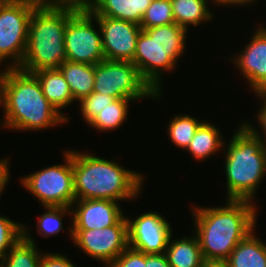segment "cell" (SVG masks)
I'll return each instance as SVG.
<instances>
[{"instance_id": "cell-21", "label": "cell", "mask_w": 266, "mask_h": 267, "mask_svg": "<svg viewBox=\"0 0 266 267\" xmlns=\"http://www.w3.org/2000/svg\"><path fill=\"white\" fill-rule=\"evenodd\" d=\"M220 129L212 123L204 121L196 130L189 146L188 151L193 158L198 161L208 159L224 148L223 135L220 133Z\"/></svg>"}, {"instance_id": "cell-27", "label": "cell", "mask_w": 266, "mask_h": 267, "mask_svg": "<svg viewBox=\"0 0 266 267\" xmlns=\"http://www.w3.org/2000/svg\"><path fill=\"white\" fill-rule=\"evenodd\" d=\"M175 23L171 0H153L141 19L142 30Z\"/></svg>"}, {"instance_id": "cell-13", "label": "cell", "mask_w": 266, "mask_h": 267, "mask_svg": "<svg viewBox=\"0 0 266 267\" xmlns=\"http://www.w3.org/2000/svg\"><path fill=\"white\" fill-rule=\"evenodd\" d=\"M128 244L145 254H163L172 235L171 223L158 212H147L136 219L126 216Z\"/></svg>"}, {"instance_id": "cell-12", "label": "cell", "mask_w": 266, "mask_h": 267, "mask_svg": "<svg viewBox=\"0 0 266 267\" xmlns=\"http://www.w3.org/2000/svg\"><path fill=\"white\" fill-rule=\"evenodd\" d=\"M93 19L101 31L105 60L132 62L140 25L99 15H93Z\"/></svg>"}, {"instance_id": "cell-9", "label": "cell", "mask_w": 266, "mask_h": 267, "mask_svg": "<svg viewBox=\"0 0 266 267\" xmlns=\"http://www.w3.org/2000/svg\"><path fill=\"white\" fill-rule=\"evenodd\" d=\"M36 7L13 0L0 1V64L18 68L24 58L31 15Z\"/></svg>"}, {"instance_id": "cell-11", "label": "cell", "mask_w": 266, "mask_h": 267, "mask_svg": "<svg viewBox=\"0 0 266 267\" xmlns=\"http://www.w3.org/2000/svg\"><path fill=\"white\" fill-rule=\"evenodd\" d=\"M75 245L108 267L128 244V224L124 216L117 224L104 229L72 230Z\"/></svg>"}, {"instance_id": "cell-16", "label": "cell", "mask_w": 266, "mask_h": 267, "mask_svg": "<svg viewBox=\"0 0 266 267\" xmlns=\"http://www.w3.org/2000/svg\"><path fill=\"white\" fill-rule=\"evenodd\" d=\"M153 0H94L88 9L92 15L133 22L140 25Z\"/></svg>"}, {"instance_id": "cell-37", "label": "cell", "mask_w": 266, "mask_h": 267, "mask_svg": "<svg viewBox=\"0 0 266 267\" xmlns=\"http://www.w3.org/2000/svg\"><path fill=\"white\" fill-rule=\"evenodd\" d=\"M13 1L27 3L33 5L36 8L52 7V0H13Z\"/></svg>"}, {"instance_id": "cell-15", "label": "cell", "mask_w": 266, "mask_h": 267, "mask_svg": "<svg viewBox=\"0 0 266 267\" xmlns=\"http://www.w3.org/2000/svg\"><path fill=\"white\" fill-rule=\"evenodd\" d=\"M255 30L250 43L231 59L254 93L266 90V27Z\"/></svg>"}, {"instance_id": "cell-25", "label": "cell", "mask_w": 266, "mask_h": 267, "mask_svg": "<svg viewBox=\"0 0 266 267\" xmlns=\"http://www.w3.org/2000/svg\"><path fill=\"white\" fill-rule=\"evenodd\" d=\"M204 121L187 114L175 115L167 125V133L171 142L182 149H187L196 130Z\"/></svg>"}, {"instance_id": "cell-5", "label": "cell", "mask_w": 266, "mask_h": 267, "mask_svg": "<svg viewBox=\"0 0 266 267\" xmlns=\"http://www.w3.org/2000/svg\"><path fill=\"white\" fill-rule=\"evenodd\" d=\"M235 131L224 149L227 199L254 202L259 183L266 178V148L244 122Z\"/></svg>"}, {"instance_id": "cell-22", "label": "cell", "mask_w": 266, "mask_h": 267, "mask_svg": "<svg viewBox=\"0 0 266 267\" xmlns=\"http://www.w3.org/2000/svg\"><path fill=\"white\" fill-rule=\"evenodd\" d=\"M209 0H171L175 23L188 30L190 25L197 26L210 21L214 16L209 8ZM216 3L217 0H210ZM208 6V7H207ZM211 12V13H210ZM206 21V22H205Z\"/></svg>"}, {"instance_id": "cell-1", "label": "cell", "mask_w": 266, "mask_h": 267, "mask_svg": "<svg viewBox=\"0 0 266 267\" xmlns=\"http://www.w3.org/2000/svg\"><path fill=\"white\" fill-rule=\"evenodd\" d=\"M225 204L191 210L195 235L207 264H223L257 223V209L253 202L227 199Z\"/></svg>"}, {"instance_id": "cell-18", "label": "cell", "mask_w": 266, "mask_h": 267, "mask_svg": "<svg viewBox=\"0 0 266 267\" xmlns=\"http://www.w3.org/2000/svg\"><path fill=\"white\" fill-rule=\"evenodd\" d=\"M171 235L165 254L170 267H205V262L199 241L196 235L193 237H183L182 239H172Z\"/></svg>"}, {"instance_id": "cell-7", "label": "cell", "mask_w": 266, "mask_h": 267, "mask_svg": "<svg viewBox=\"0 0 266 267\" xmlns=\"http://www.w3.org/2000/svg\"><path fill=\"white\" fill-rule=\"evenodd\" d=\"M93 92L112 97L138 101L146 97L160 98L150 84L141 76L137 67L130 61L103 60L94 65Z\"/></svg>"}, {"instance_id": "cell-35", "label": "cell", "mask_w": 266, "mask_h": 267, "mask_svg": "<svg viewBox=\"0 0 266 267\" xmlns=\"http://www.w3.org/2000/svg\"><path fill=\"white\" fill-rule=\"evenodd\" d=\"M9 160L6 158L0 159V195L3 193L5 187L8 185V181L10 179V166L8 163ZM7 184V185H6Z\"/></svg>"}, {"instance_id": "cell-3", "label": "cell", "mask_w": 266, "mask_h": 267, "mask_svg": "<svg viewBox=\"0 0 266 267\" xmlns=\"http://www.w3.org/2000/svg\"><path fill=\"white\" fill-rule=\"evenodd\" d=\"M72 150L75 200L102 199L116 202L134 199L141 193L144 175L118 162Z\"/></svg>"}, {"instance_id": "cell-38", "label": "cell", "mask_w": 266, "mask_h": 267, "mask_svg": "<svg viewBox=\"0 0 266 267\" xmlns=\"http://www.w3.org/2000/svg\"><path fill=\"white\" fill-rule=\"evenodd\" d=\"M205 267H225L223 264H207Z\"/></svg>"}, {"instance_id": "cell-34", "label": "cell", "mask_w": 266, "mask_h": 267, "mask_svg": "<svg viewBox=\"0 0 266 267\" xmlns=\"http://www.w3.org/2000/svg\"><path fill=\"white\" fill-rule=\"evenodd\" d=\"M146 267H170L165 253L145 254Z\"/></svg>"}, {"instance_id": "cell-20", "label": "cell", "mask_w": 266, "mask_h": 267, "mask_svg": "<svg viewBox=\"0 0 266 267\" xmlns=\"http://www.w3.org/2000/svg\"><path fill=\"white\" fill-rule=\"evenodd\" d=\"M58 69L68 83L75 101H80L93 92L94 65L66 60Z\"/></svg>"}, {"instance_id": "cell-2", "label": "cell", "mask_w": 266, "mask_h": 267, "mask_svg": "<svg viewBox=\"0 0 266 267\" xmlns=\"http://www.w3.org/2000/svg\"><path fill=\"white\" fill-rule=\"evenodd\" d=\"M1 106L8 129L37 131L68 122L45 98L37 77L19 68L0 69Z\"/></svg>"}, {"instance_id": "cell-32", "label": "cell", "mask_w": 266, "mask_h": 267, "mask_svg": "<svg viewBox=\"0 0 266 267\" xmlns=\"http://www.w3.org/2000/svg\"><path fill=\"white\" fill-rule=\"evenodd\" d=\"M40 267H76L65 255L44 253L41 255Z\"/></svg>"}, {"instance_id": "cell-26", "label": "cell", "mask_w": 266, "mask_h": 267, "mask_svg": "<svg viewBox=\"0 0 266 267\" xmlns=\"http://www.w3.org/2000/svg\"><path fill=\"white\" fill-rule=\"evenodd\" d=\"M46 212L38 219L37 232L42 237H51L54 234H59L60 231L64 230L62 217L67 213L72 214L71 207L64 206H47L44 207Z\"/></svg>"}, {"instance_id": "cell-8", "label": "cell", "mask_w": 266, "mask_h": 267, "mask_svg": "<svg viewBox=\"0 0 266 267\" xmlns=\"http://www.w3.org/2000/svg\"><path fill=\"white\" fill-rule=\"evenodd\" d=\"M64 164H56L22 177L21 184L43 205L72 207L75 201L72 150L64 151Z\"/></svg>"}, {"instance_id": "cell-19", "label": "cell", "mask_w": 266, "mask_h": 267, "mask_svg": "<svg viewBox=\"0 0 266 267\" xmlns=\"http://www.w3.org/2000/svg\"><path fill=\"white\" fill-rule=\"evenodd\" d=\"M251 231L234 248L225 267H266V243L253 235Z\"/></svg>"}, {"instance_id": "cell-24", "label": "cell", "mask_w": 266, "mask_h": 267, "mask_svg": "<svg viewBox=\"0 0 266 267\" xmlns=\"http://www.w3.org/2000/svg\"><path fill=\"white\" fill-rule=\"evenodd\" d=\"M131 99L118 98L101 110L89 123V126L102 131H113L127 120L128 106Z\"/></svg>"}, {"instance_id": "cell-4", "label": "cell", "mask_w": 266, "mask_h": 267, "mask_svg": "<svg viewBox=\"0 0 266 267\" xmlns=\"http://www.w3.org/2000/svg\"><path fill=\"white\" fill-rule=\"evenodd\" d=\"M78 10L60 6L35 8L29 23L26 52L18 68L32 74L58 69L66 61L67 22Z\"/></svg>"}, {"instance_id": "cell-10", "label": "cell", "mask_w": 266, "mask_h": 267, "mask_svg": "<svg viewBox=\"0 0 266 267\" xmlns=\"http://www.w3.org/2000/svg\"><path fill=\"white\" fill-rule=\"evenodd\" d=\"M92 18L88 9H79L68 20L64 39L67 61L96 65L105 59L101 31L94 28Z\"/></svg>"}, {"instance_id": "cell-31", "label": "cell", "mask_w": 266, "mask_h": 267, "mask_svg": "<svg viewBox=\"0 0 266 267\" xmlns=\"http://www.w3.org/2000/svg\"><path fill=\"white\" fill-rule=\"evenodd\" d=\"M255 94H257V97H260L259 99L263 101L261 102L263 103V106L261 105V108L258 109L259 110V112H257L258 114L255 115L257 117V122L259 121L258 123L260 124L261 129L263 130L260 133L258 131L259 127L255 128V126H253L254 124H249V122L246 123L244 121V123L258 136V138L263 142V146L266 148V90L256 92ZM261 134L264 135L265 137L262 136Z\"/></svg>"}, {"instance_id": "cell-6", "label": "cell", "mask_w": 266, "mask_h": 267, "mask_svg": "<svg viewBox=\"0 0 266 267\" xmlns=\"http://www.w3.org/2000/svg\"><path fill=\"white\" fill-rule=\"evenodd\" d=\"M188 31L171 23L139 33L132 63L157 93H162V72L175 70L178 59L184 54Z\"/></svg>"}, {"instance_id": "cell-36", "label": "cell", "mask_w": 266, "mask_h": 267, "mask_svg": "<svg viewBox=\"0 0 266 267\" xmlns=\"http://www.w3.org/2000/svg\"><path fill=\"white\" fill-rule=\"evenodd\" d=\"M255 1L256 0H217V4L215 5H217L218 7H220V5L223 7L226 5L230 7L236 5L238 7L239 5L240 7L242 4V6H244L245 4L249 6V3H256Z\"/></svg>"}, {"instance_id": "cell-33", "label": "cell", "mask_w": 266, "mask_h": 267, "mask_svg": "<svg viewBox=\"0 0 266 267\" xmlns=\"http://www.w3.org/2000/svg\"><path fill=\"white\" fill-rule=\"evenodd\" d=\"M94 0H52V7H72L76 9H89Z\"/></svg>"}, {"instance_id": "cell-14", "label": "cell", "mask_w": 266, "mask_h": 267, "mask_svg": "<svg viewBox=\"0 0 266 267\" xmlns=\"http://www.w3.org/2000/svg\"><path fill=\"white\" fill-rule=\"evenodd\" d=\"M71 208L74 214L68 229L71 240L72 230L104 229L117 224L125 216L119 203L113 200H75Z\"/></svg>"}, {"instance_id": "cell-29", "label": "cell", "mask_w": 266, "mask_h": 267, "mask_svg": "<svg viewBox=\"0 0 266 267\" xmlns=\"http://www.w3.org/2000/svg\"><path fill=\"white\" fill-rule=\"evenodd\" d=\"M116 98L97 92H92L80 101L82 117L89 124L93 118L105 107L111 104Z\"/></svg>"}, {"instance_id": "cell-23", "label": "cell", "mask_w": 266, "mask_h": 267, "mask_svg": "<svg viewBox=\"0 0 266 267\" xmlns=\"http://www.w3.org/2000/svg\"><path fill=\"white\" fill-rule=\"evenodd\" d=\"M23 225V237L0 260V267H40L37 244Z\"/></svg>"}, {"instance_id": "cell-17", "label": "cell", "mask_w": 266, "mask_h": 267, "mask_svg": "<svg viewBox=\"0 0 266 267\" xmlns=\"http://www.w3.org/2000/svg\"><path fill=\"white\" fill-rule=\"evenodd\" d=\"M39 80L45 98L62 114L61 109L69 106L74 100L69 85L59 69H44L33 73Z\"/></svg>"}, {"instance_id": "cell-30", "label": "cell", "mask_w": 266, "mask_h": 267, "mask_svg": "<svg viewBox=\"0 0 266 267\" xmlns=\"http://www.w3.org/2000/svg\"><path fill=\"white\" fill-rule=\"evenodd\" d=\"M108 267H146L145 253L129 246Z\"/></svg>"}, {"instance_id": "cell-28", "label": "cell", "mask_w": 266, "mask_h": 267, "mask_svg": "<svg viewBox=\"0 0 266 267\" xmlns=\"http://www.w3.org/2000/svg\"><path fill=\"white\" fill-rule=\"evenodd\" d=\"M23 237V224L0 215V260Z\"/></svg>"}]
</instances>
